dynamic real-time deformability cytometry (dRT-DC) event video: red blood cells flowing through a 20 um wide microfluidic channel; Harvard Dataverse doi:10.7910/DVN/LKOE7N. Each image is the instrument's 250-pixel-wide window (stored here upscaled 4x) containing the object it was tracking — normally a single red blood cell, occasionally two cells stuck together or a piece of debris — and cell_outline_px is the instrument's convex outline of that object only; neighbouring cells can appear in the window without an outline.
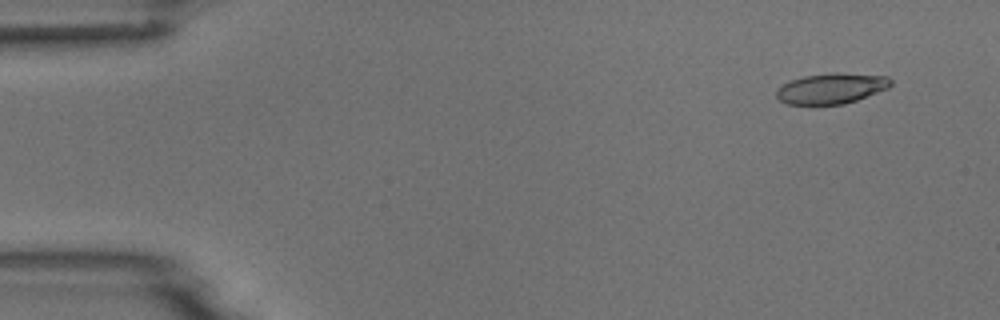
{"species": "common noctule bat (a hibernating species)", "species_latin": "Nyctalus noctula", "temperature_condition": "room temperature", "stored_images_in_passage": 5, "camera_frame_rate_fps": 3000, "um_per_image_px": 0.085, "animal": {"sex": "male", "body_mass_g": 18.8}, "frame": {"image": 1, "passage_image": 2, "time_ms": 1.0, "image_size_px": [1000, 320], "cell_outline_px": [[892, 84], [888, 88], [856, 100], [844, 104], [788, 104], [780, 100], [776, 96], [776, 92], [784, 84], [792, 80], [804, 76], [832, 72], [836, 72], [888, 76], [892, 80]], "centroid_in_image_um": [70.7, 7.5], "position_along_channel_um": 14.3, "area_um2": 20.17}}
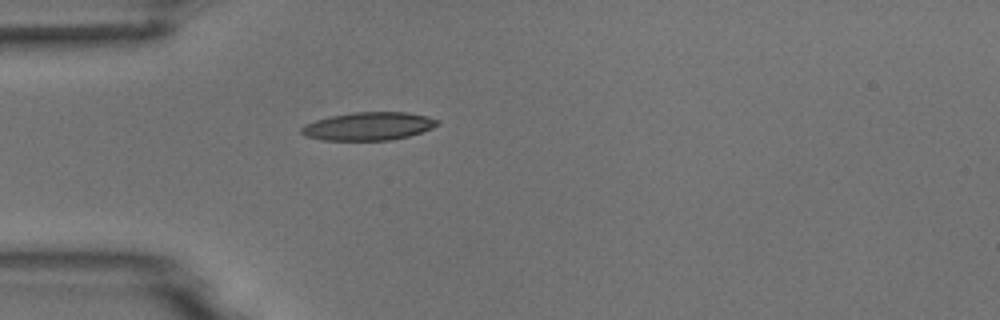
{"frame": {"image": 2, "passage_image": 5, "time_ms": 4.667, "image_size_px": [1000, 320], "cell_outline_px": [[440, 124], [432, 128], [408, 136], [392, 140], [324, 140], [304, 136], [300, 132], [300, 128], [304, 124], [328, 116], [352, 112], [408, 112], [428, 116], [440, 120]], "centroid_in_image_um": [31.31, 10.72], "position_along_channel_um": 53.7, "area_um2": 22.48}}